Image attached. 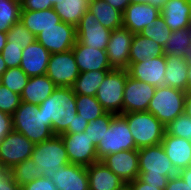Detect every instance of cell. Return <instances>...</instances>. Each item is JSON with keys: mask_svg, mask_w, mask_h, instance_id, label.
<instances>
[{"mask_svg": "<svg viewBox=\"0 0 191 190\" xmlns=\"http://www.w3.org/2000/svg\"><path fill=\"white\" fill-rule=\"evenodd\" d=\"M38 109L45 120L52 123L53 133L60 135L72 126L77 114L76 95L71 87H57Z\"/></svg>", "mask_w": 191, "mask_h": 190, "instance_id": "cell-1", "label": "cell"}, {"mask_svg": "<svg viewBox=\"0 0 191 190\" xmlns=\"http://www.w3.org/2000/svg\"><path fill=\"white\" fill-rule=\"evenodd\" d=\"M139 179L149 185L165 189L170 177L178 171L167 157L161 144L138 149Z\"/></svg>", "mask_w": 191, "mask_h": 190, "instance_id": "cell-2", "label": "cell"}, {"mask_svg": "<svg viewBox=\"0 0 191 190\" xmlns=\"http://www.w3.org/2000/svg\"><path fill=\"white\" fill-rule=\"evenodd\" d=\"M12 129L25 135L34 144L52 138V123L42 116L38 105L21 101L12 115Z\"/></svg>", "mask_w": 191, "mask_h": 190, "instance_id": "cell-3", "label": "cell"}, {"mask_svg": "<svg viewBox=\"0 0 191 190\" xmlns=\"http://www.w3.org/2000/svg\"><path fill=\"white\" fill-rule=\"evenodd\" d=\"M127 121L137 150L161 144L165 125L148 111L121 114Z\"/></svg>", "mask_w": 191, "mask_h": 190, "instance_id": "cell-4", "label": "cell"}, {"mask_svg": "<svg viewBox=\"0 0 191 190\" xmlns=\"http://www.w3.org/2000/svg\"><path fill=\"white\" fill-rule=\"evenodd\" d=\"M31 159L37 165L40 177L56 173L60 167L70 163L60 135L35 144Z\"/></svg>", "mask_w": 191, "mask_h": 190, "instance_id": "cell-5", "label": "cell"}, {"mask_svg": "<svg viewBox=\"0 0 191 190\" xmlns=\"http://www.w3.org/2000/svg\"><path fill=\"white\" fill-rule=\"evenodd\" d=\"M187 92L169 86L156 87L148 112L165 126L184 113Z\"/></svg>", "mask_w": 191, "mask_h": 190, "instance_id": "cell-6", "label": "cell"}, {"mask_svg": "<svg viewBox=\"0 0 191 190\" xmlns=\"http://www.w3.org/2000/svg\"><path fill=\"white\" fill-rule=\"evenodd\" d=\"M137 149L126 119L121 114L113 116L108 130L96 146L99 161L108 154Z\"/></svg>", "mask_w": 191, "mask_h": 190, "instance_id": "cell-7", "label": "cell"}, {"mask_svg": "<svg viewBox=\"0 0 191 190\" xmlns=\"http://www.w3.org/2000/svg\"><path fill=\"white\" fill-rule=\"evenodd\" d=\"M128 75L124 69H112L106 74L96 94V99L106 112L123 114L124 87Z\"/></svg>", "mask_w": 191, "mask_h": 190, "instance_id": "cell-8", "label": "cell"}, {"mask_svg": "<svg viewBox=\"0 0 191 190\" xmlns=\"http://www.w3.org/2000/svg\"><path fill=\"white\" fill-rule=\"evenodd\" d=\"M34 146L25 135L12 130L0 141V166L14 168L31 158Z\"/></svg>", "mask_w": 191, "mask_h": 190, "instance_id": "cell-9", "label": "cell"}, {"mask_svg": "<svg viewBox=\"0 0 191 190\" xmlns=\"http://www.w3.org/2000/svg\"><path fill=\"white\" fill-rule=\"evenodd\" d=\"M60 136L64 142L70 163L88 167L99 162L96 146L88 133L85 131L81 133H62Z\"/></svg>", "mask_w": 191, "mask_h": 190, "instance_id": "cell-10", "label": "cell"}, {"mask_svg": "<svg viewBox=\"0 0 191 190\" xmlns=\"http://www.w3.org/2000/svg\"><path fill=\"white\" fill-rule=\"evenodd\" d=\"M79 74L72 49L51 54L46 75L57 87H71Z\"/></svg>", "mask_w": 191, "mask_h": 190, "instance_id": "cell-11", "label": "cell"}, {"mask_svg": "<svg viewBox=\"0 0 191 190\" xmlns=\"http://www.w3.org/2000/svg\"><path fill=\"white\" fill-rule=\"evenodd\" d=\"M36 40L51 54L68 51L77 41L76 27L61 21L41 32Z\"/></svg>", "mask_w": 191, "mask_h": 190, "instance_id": "cell-12", "label": "cell"}, {"mask_svg": "<svg viewBox=\"0 0 191 190\" xmlns=\"http://www.w3.org/2000/svg\"><path fill=\"white\" fill-rule=\"evenodd\" d=\"M76 31L78 42L85 46L102 50H106L112 32L102 26L89 10L81 18Z\"/></svg>", "mask_w": 191, "mask_h": 190, "instance_id": "cell-13", "label": "cell"}, {"mask_svg": "<svg viewBox=\"0 0 191 190\" xmlns=\"http://www.w3.org/2000/svg\"><path fill=\"white\" fill-rule=\"evenodd\" d=\"M155 90V86L138 81L128 75L124 87L123 114L147 111Z\"/></svg>", "mask_w": 191, "mask_h": 190, "instance_id": "cell-14", "label": "cell"}, {"mask_svg": "<svg viewBox=\"0 0 191 190\" xmlns=\"http://www.w3.org/2000/svg\"><path fill=\"white\" fill-rule=\"evenodd\" d=\"M133 36L134 34L124 27L111 32L106 54L112 69H128Z\"/></svg>", "mask_w": 191, "mask_h": 190, "instance_id": "cell-15", "label": "cell"}, {"mask_svg": "<svg viewBox=\"0 0 191 190\" xmlns=\"http://www.w3.org/2000/svg\"><path fill=\"white\" fill-rule=\"evenodd\" d=\"M114 174L118 175L128 184L139 177L138 150H122L118 153L108 154L100 160Z\"/></svg>", "mask_w": 191, "mask_h": 190, "instance_id": "cell-16", "label": "cell"}, {"mask_svg": "<svg viewBox=\"0 0 191 190\" xmlns=\"http://www.w3.org/2000/svg\"><path fill=\"white\" fill-rule=\"evenodd\" d=\"M160 15L161 9L151 4L131 2L123 13L122 27L138 34L145 27L153 25Z\"/></svg>", "mask_w": 191, "mask_h": 190, "instance_id": "cell-17", "label": "cell"}, {"mask_svg": "<svg viewBox=\"0 0 191 190\" xmlns=\"http://www.w3.org/2000/svg\"><path fill=\"white\" fill-rule=\"evenodd\" d=\"M127 71L130 77L138 81L155 87L164 86L166 72L165 55L133 63L128 67Z\"/></svg>", "mask_w": 191, "mask_h": 190, "instance_id": "cell-18", "label": "cell"}, {"mask_svg": "<svg viewBox=\"0 0 191 190\" xmlns=\"http://www.w3.org/2000/svg\"><path fill=\"white\" fill-rule=\"evenodd\" d=\"M57 190H90L87 169L69 163L49 175Z\"/></svg>", "mask_w": 191, "mask_h": 190, "instance_id": "cell-19", "label": "cell"}, {"mask_svg": "<svg viewBox=\"0 0 191 190\" xmlns=\"http://www.w3.org/2000/svg\"><path fill=\"white\" fill-rule=\"evenodd\" d=\"M72 51L80 73L112 70L106 50L88 47L76 41Z\"/></svg>", "mask_w": 191, "mask_h": 190, "instance_id": "cell-20", "label": "cell"}, {"mask_svg": "<svg viewBox=\"0 0 191 190\" xmlns=\"http://www.w3.org/2000/svg\"><path fill=\"white\" fill-rule=\"evenodd\" d=\"M51 53L37 40L23 48L20 68L28 76H42L46 74Z\"/></svg>", "mask_w": 191, "mask_h": 190, "instance_id": "cell-21", "label": "cell"}, {"mask_svg": "<svg viewBox=\"0 0 191 190\" xmlns=\"http://www.w3.org/2000/svg\"><path fill=\"white\" fill-rule=\"evenodd\" d=\"M161 145L178 172L191 166L190 140L170 135L165 131Z\"/></svg>", "mask_w": 191, "mask_h": 190, "instance_id": "cell-22", "label": "cell"}, {"mask_svg": "<svg viewBox=\"0 0 191 190\" xmlns=\"http://www.w3.org/2000/svg\"><path fill=\"white\" fill-rule=\"evenodd\" d=\"M161 16L172 32L191 27V5L186 0L166 1Z\"/></svg>", "mask_w": 191, "mask_h": 190, "instance_id": "cell-23", "label": "cell"}, {"mask_svg": "<svg viewBox=\"0 0 191 190\" xmlns=\"http://www.w3.org/2000/svg\"><path fill=\"white\" fill-rule=\"evenodd\" d=\"M166 72L165 85L188 92V62L189 58L177 54L165 55Z\"/></svg>", "mask_w": 191, "mask_h": 190, "instance_id": "cell-24", "label": "cell"}, {"mask_svg": "<svg viewBox=\"0 0 191 190\" xmlns=\"http://www.w3.org/2000/svg\"><path fill=\"white\" fill-rule=\"evenodd\" d=\"M90 190H118L126 183L101 161L86 167Z\"/></svg>", "mask_w": 191, "mask_h": 190, "instance_id": "cell-25", "label": "cell"}, {"mask_svg": "<svg viewBox=\"0 0 191 190\" xmlns=\"http://www.w3.org/2000/svg\"><path fill=\"white\" fill-rule=\"evenodd\" d=\"M19 21L31 33L38 36L45 29L56 26V24L61 22V19L56 11L50 8L40 11L21 10Z\"/></svg>", "mask_w": 191, "mask_h": 190, "instance_id": "cell-26", "label": "cell"}, {"mask_svg": "<svg viewBox=\"0 0 191 190\" xmlns=\"http://www.w3.org/2000/svg\"><path fill=\"white\" fill-rule=\"evenodd\" d=\"M57 88L53 81L45 74L30 77L26 87L21 94V101L29 104L39 105L45 101Z\"/></svg>", "mask_w": 191, "mask_h": 190, "instance_id": "cell-27", "label": "cell"}, {"mask_svg": "<svg viewBox=\"0 0 191 190\" xmlns=\"http://www.w3.org/2000/svg\"><path fill=\"white\" fill-rule=\"evenodd\" d=\"M129 66L133 63L142 62L145 59L164 55V48L158 43L141 35L134 34L129 52Z\"/></svg>", "mask_w": 191, "mask_h": 190, "instance_id": "cell-28", "label": "cell"}, {"mask_svg": "<svg viewBox=\"0 0 191 190\" xmlns=\"http://www.w3.org/2000/svg\"><path fill=\"white\" fill-rule=\"evenodd\" d=\"M88 10L105 28L113 31L122 27L123 14L105 0H89Z\"/></svg>", "mask_w": 191, "mask_h": 190, "instance_id": "cell-29", "label": "cell"}, {"mask_svg": "<svg viewBox=\"0 0 191 190\" xmlns=\"http://www.w3.org/2000/svg\"><path fill=\"white\" fill-rule=\"evenodd\" d=\"M89 0H58L53 6L62 22L77 27L81 18L87 12Z\"/></svg>", "mask_w": 191, "mask_h": 190, "instance_id": "cell-30", "label": "cell"}, {"mask_svg": "<svg viewBox=\"0 0 191 190\" xmlns=\"http://www.w3.org/2000/svg\"><path fill=\"white\" fill-rule=\"evenodd\" d=\"M109 71L81 72L71 86L75 95L96 96L98 88Z\"/></svg>", "mask_w": 191, "mask_h": 190, "instance_id": "cell-31", "label": "cell"}, {"mask_svg": "<svg viewBox=\"0 0 191 190\" xmlns=\"http://www.w3.org/2000/svg\"><path fill=\"white\" fill-rule=\"evenodd\" d=\"M177 54L181 57L191 56V27L171 32L164 47V55Z\"/></svg>", "mask_w": 191, "mask_h": 190, "instance_id": "cell-32", "label": "cell"}, {"mask_svg": "<svg viewBox=\"0 0 191 190\" xmlns=\"http://www.w3.org/2000/svg\"><path fill=\"white\" fill-rule=\"evenodd\" d=\"M21 0H0V32H8L19 21Z\"/></svg>", "mask_w": 191, "mask_h": 190, "instance_id": "cell-33", "label": "cell"}, {"mask_svg": "<svg viewBox=\"0 0 191 190\" xmlns=\"http://www.w3.org/2000/svg\"><path fill=\"white\" fill-rule=\"evenodd\" d=\"M77 114L90 123L106 113L96 96L76 95Z\"/></svg>", "mask_w": 191, "mask_h": 190, "instance_id": "cell-34", "label": "cell"}, {"mask_svg": "<svg viewBox=\"0 0 191 190\" xmlns=\"http://www.w3.org/2000/svg\"><path fill=\"white\" fill-rule=\"evenodd\" d=\"M29 78L20 67L8 68L1 76L2 85L19 95L22 94Z\"/></svg>", "mask_w": 191, "mask_h": 190, "instance_id": "cell-35", "label": "cell"}, {"mask_svg": "<svg viewBox=\"0 0 191 190\" xmlns=\"http://www.w3.org/2000/svg\"><path fill=\"white\" fill-rule=\"evenodd\" d=\"M171 32V29L166 25L163 17L160 15L155 20L153 25L145 27L140 32V34L145 37H148L149 39H152L164 48L170 37Z\"/></svg>", "mask_w": 191, "mask_h": 190, "instance_id": "cell-36", "label": "cell"}, {"mask_svg": "<svg viewBox=\"0 0 191 190\" xmlns=\"http://www.w3.org/2000/svg\"><path fill=\"white\" fill-rule=\"evenodd\" d=\"M12 174L15 182L20 187L40 177V172L37 170V165L31 158L26 159L12 168Z\"/></svg>", "mask_w": 191, "mask_h": 190, "instance_id": "cell-37", "label": "cell"}, {"mask_svg": "<svg viewBox=\"0 0 191 190\" xmlns=\"http://www.w3.org/2000/svg\"><path fill=\"white\" fill-rule=\"evenodd\" d=\"M115 114L106 112L99 118L91 121L89 125L85 128V132L88 133L90 139L93 140V144L97 146L108 130L111 120Z\"/></svg>", "mask_w": 191, "mask_h": 190, "instance_id": "cell-38", "label": "cell"}, {"mask_svg": "<svg viewBox=\"0 0 191 190\" xmlns=\"http://www.w3.org/2000/svg\"><path fill=\"white\" fill-rule=\"evenodd\" d=\"M36 40V36L31 33L20 21L16 22L7 32V42L21 45L26 48Z\"/></svg>", "mask_w": 191, "mask_h": 190, "instance_id": "cell-39", "label": "cell"}, {"mask_svg": "<svg viewBox=\"0 0 191 190\" xmlns=\"http://www.w3.org/2000/svg\"><path fill=\"white\" fill-rule=\"evenodd\" d=\"M165 127L168 134L191 141V118L185 113L179 115Z\"/></svg>", "mask_w": 191, "mask_h": 190, "instance_id": "cell-40", "label": "cell"}, {"mask_svg": "<svg viewBox=\"0 0 191 190\" xmlns=\"http://www.w3.org/2000/svg\"><path fill=\"white\" fill-rule=\"evenodd\" d=\"M21 103V95L11 91L6 86L0 87V111L13 115Z\"/></svg>", "mask_w": 191, "mask_h": 190, "instance_id": "cell-41", "label": "cell"}, {"mask_svg": "<svg viewBox=\"0 0 191 190\" xmlns=\"http://www.w3.org/2000/svg\"><path fill=\"white\" fill-rule=\"evenodd\" d=\"M22 53L23 47L21 45L10 44V42H7L1 52L7 68L20 67Z\"/></svg>", "mask_w": 191, "mask_h": 190, "instance_id": "cell-42", "label": "cell"}, {"mask_svg": "<svg viewBox=\"0 0 191 190\" xmlns=\"http://www.w3.org/2000/svg\"><path fill=\"white\" fill-rule=\"evenodd\" d=\"M0 190H21L15 182L12 169L0 166Z\"/></svg>", "mask_w": 191, "mask_h": 190, "instance_id": "cell-43", "label": "cell"}, {"mask_svg": "<svg viewBox=\"0 0 191 190\" xmlns=\"http://www.w3.org/2000/svg\"><path fill=\"white\" fill-rule=\"evenodd\" d=\"M58 0H21V10L40 11L53 8Z\"/></svg>", "mask_w": 191, "mask_h": 190, "instance_id": "cell-44", "label": "cell"}, {"mask_svg": "<svg viewBox=\"0 0 191 190\" xmlns=\"http://www.w3.org/2000/svg\"><path fill=\"white\" fill-rule=\"evenodd\" d=\"M21 190H57L49 176L39 177L21 186Z\"/></svg>", "mask_w": 191, "mask_h": 190, "instance_id": "cell-45", "label": "cell"}, {"mask_svg": "<svg viewBox=\"0 0 191 190\" xmlns=\"http://www.w3.org/2000/svg\"><path fill=\"white\" fill-rule=\"evenodd\" d=\"M89 125L87 119H83L81 115L76 114L72 126L68 128L63 133H81L85 131V128Z\"/></svg>", "mask_w": 191, "mask_h": 190, "instance_id": "cell-46", "label": "cell"}, {"mask_svg": "<svg viewBox=\"0 0 191 190\" xmlns=\"http://www.w3.org/2000/svg\"><path fill=\"white\" fill-rule=\"evenodd\" d=\"M12 130V116L0 111V141Z\"/></svg>", "mask_w": 191, "mask_h": 190, "instance_id": "cell-47", "label": "cell"}, {"mask_svg": "<svg viewBox=\"0 0 191 190\" xmlns=\"http://www.w3.org/2000/svg\"><path fill=\"white\" fill-rule=\"evenodd\" d=\"M164 190H190L188 185L183 179L177 175L170 177L168 180V184L166 185Z\"/></svg>", "mask_w": 191, "mask_h": 190, "instance_id": "cell-48", "label": "cell"}, {"mask_svg": "<svg viewBox=\"0 0 191 190\" xmlns=\"http://www.w3.org/2000/svg\"><path fill=\"white\" fill-rule=\"evenodd\" d=\"M128 185L131 190H163L160 188V186L149 185L141 181L139 178L129 182Z\"/></svg>", "mask_w": 191, "mask_h": 190, "instance_id": "cell-49", "label": "cell"}, {"mask_svg": "<svg viewBox=\"0 0 191 190\" xmlns=\"http://www.w3.org/2000/svg\"><path fill=\"white\" fill-rule=\"evenodd\" d=\"M108 4L113 6L116 10L124 13L126 7L132 2L131 0H105Z\"/></svg>", "mask_w": 191, "mask_h": 190, "instance_id": "cell-50", "label": "cell"}, {"mask_svg": "<svg viewBox=\"0 0 191 190\" xmlns=\"http://www.w3.org/2000/svg\"><path fill=\"white\" fill-rule=\"evenodd\" d=\"M178 175L185 181L191 190V166L179 171Z\"/></svg>", "mask_w": 191, "mask_h": 190, "instance_id": "cell-51", "label": "cell"}, {"mask_svg": "<svg viewBox=\"0 0 191 190\" xmlns=\"http://www.w3.org/2000/svg\"><path fill=\"white\" fill-rule=\"evenodd\" d=\"M184 113L191 118V93L187 92Z\"/></svg>", "mask_w": 191, "mask_h": 190, "instance_id": "cell-52", "label": "cell"}, {"mask_svg": "<svg viewBox=\"0 0 191 190\" xmlns=\"http://www.w3.org/2000/svg\"><path fill=\"white\" fill-rule=\"evenodd\" d=\"M132 2L151 4L159 9H161V0H131Z\"/></svg>", "mask_w": 191, "mask_h": 190, "instance_id": "cell-53", "label": "cell"}, {"mask_svg": "<svg viewBox=\"0 0 191 190\" xmlns=\"http://www.w3.org/2000/svg\"><path fill=\"white\" fill-rule=\"evenodd\" d=\"M6 43H7V33L6 32H0V53L2 52Z\"/></svg>", "mask_w": 191, "mask_h": 190, "instance_id": "cell-54", "label": "cell"}, {"mask_svg": "<svg viewBox=\"0 0 191 190\" xmlns=\"http://www.w3.org/2000/svg\"><path fill=\"white\" fill-rule=\"evenodd\" d=\"M7 66H6V62L4 61V59L2 58V55L0 53V77L2 76V74L7 70Z\"/></svg>", "mask_w": 191, "mask_h": 190, "instance_id": "cell-55", "label": "cell"}, {"mask_svg": "<svg viewBox=\"0 0 191 190\" xmlns=\"http://www.w3.org/2000/svg\"><path fill=\"white\" fill-rule=\"evenodd\" d=\"M191 91V56L188 62V92Z\"/></svg>", "mask_w": 191, "mask_h": 190, "instance_id": "cell-56", "label": "cell"}, {"mask_svg": "<svg viewBox=\"0 0 191 190\" xmlns=\"http://www.w3.org/2000/svg\"><path fill=\"white\" fill-rule=\"evenodd\" d=\"M118 190H131L128 184H125L124 186H122L120 189Z\"/></svg>", "mask_w": 191, "mask_h": 190, "instance_id": "cell-57", "label": "cell"}, {"mask_svg": "<svg viewBox=\"0 0 191 190\" xmlns=\"http://www.w3.org/2000/svg\"><path fill=\"white\" fill-rule=\"evenodd\" d=\"M166 1H169V0H161V9L163 8V5L165 4Z\"/></svg>", "mask_w": 191, "mask_h": 190, "instance_id": "cell-58", "label": "cell"}, {"mask_svg": "<svg viewBox=\"0 0 191 190\" xmlns=\"http://www.w3.org/2000/svg\"><path fill=\"white\" fill-rule=\"evenodd\" d=\"M2 86V79H1V77H0V87Z\"/></svg>", "mask_w": 191, "mask_h": 190, "instance_id": "cell-59", "label": "cell"}]
</instances>
